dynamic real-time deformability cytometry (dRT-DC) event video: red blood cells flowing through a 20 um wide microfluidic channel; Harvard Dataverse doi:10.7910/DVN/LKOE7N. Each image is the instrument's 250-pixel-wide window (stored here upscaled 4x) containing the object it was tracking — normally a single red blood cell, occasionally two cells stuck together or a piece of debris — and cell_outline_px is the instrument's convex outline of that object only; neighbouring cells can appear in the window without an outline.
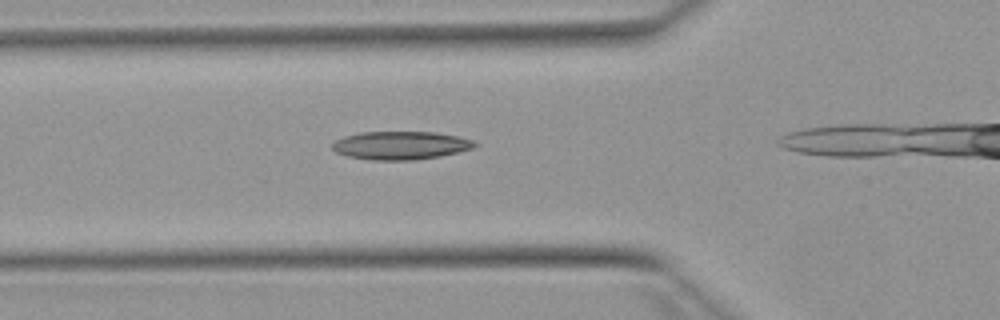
{"species": "Egyptian fruit bat (a non-hibernating species)", "species_latin": "Rousettus aegyptiacus", "temperature_condition": "warm", "stored_images_in_passage": 34, "camera_frame_rate_fps": 3000, "um_per_image_px": 0.085, "animal": {"sex": "female"}, "frame": {"image": 1, "passage_image": 11, "time_ms": 3.333, "image_size_px": [1000, 320], "cell_outline_px": [[480, 144], [472, 148], [440, 156], [416, 160], [372, 160], [348, 156], [336, 152], [332, 148], [332, 144], [336, 140], [344, 136], [360, 132], [432, 132], [456, 136], [472, 140]], "centroid_in_image_um": [34.03, 12.36], "position_along_channel_um": 91.8, "area_um2": 23.29}}
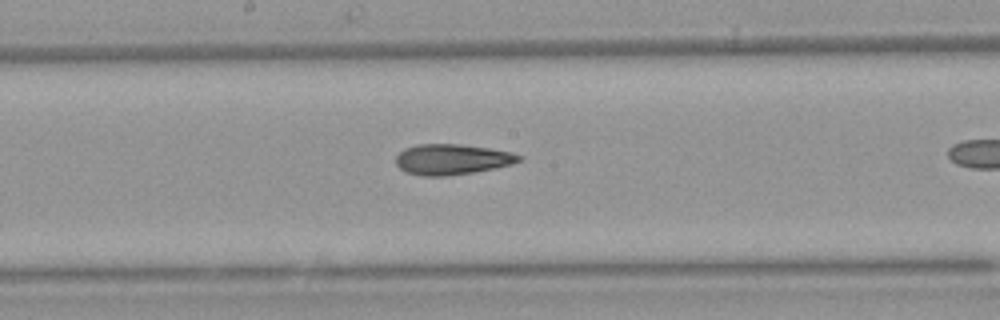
{"frame": {"image": 2, "passage_image": 20, "time_ms": 6.333, "image_size_px": [1000, 320], "cell_outline_px": [[524, 156], [520, 160], [512, 164], [472, 172], [444, 176], [424, 176], [404, 172], [396, 164], [396, 156], [404, 148], [416, 144], [460, 144], [488, 148], [512, 152]], "centroid_in_image_um": [38.39, 13.54], "position_along_channel_um": 209.8, "area_um2": 21.85}}
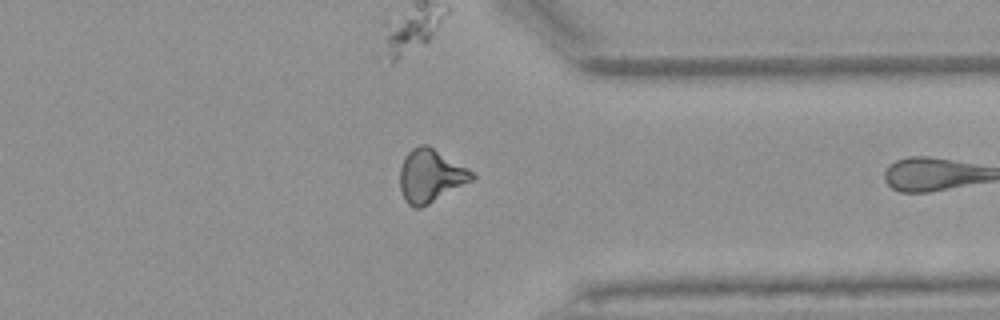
{"frame": {"image": 3, "passage_image": 33, "time_ms": 10.667, "image_size_px": [1000, 320], "cell_outline_px": [[476, 176], [472, 180], [428, 204], [420, 208], [412, 208], [404, 200], [400, 188], [400, 168], [404, 156], [412, 148], [420, 144], [428, 144], [468, 168]], "centroid_in_image_um": [36.56, 14.93], "position_along_channel_um": 374.8, "area_um2": 22.25}}